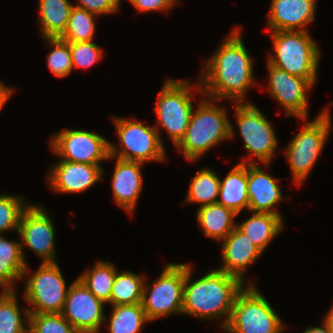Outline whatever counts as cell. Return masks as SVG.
Segmentation results:
<instances>
[{
  "mask_svg": "<svg viewBox=\"0 0 333 333\" xmlns=\"http://www.w3.org/2000/svg\"><path fill=\"white\" fill-rule=\"evenodd\" d=\"M29 333H79L61 313H30Z\"/></svg>",
  "mask_w": 333,
  "mask_h": 333,
  "instance_id": "836d02e7",
  "label": "cell"
},
{
  "mask_svg": "<svg viewBox=\"0 0 333 333\" xmlns=\"http://www.w3.org/2000/svg\"><path fill=\"white\" fill-rule=\"evenodd\" d=\"M238 214L230 208L218 203L198 207L196 220L205 237L219 243L236 227Z\"/></svg>",
  "mask_w": 333,
  "mask_h": 333,
  "instance_id": "603a6c76",
  "label": "cell"
},
{
  "mask_svg": "<svg viewBox=\"0 0 333 333\" xmlns=\"http://www.w3.org/2000/svg\"><path fill=\"white\" fill-rule=\"evenodd\" d=\"M15 87L6 85L3 81L0 80V94H13Z\"/></svg>",
  "mask_w": 333,
  "mask_h": 333,
  "instance_id": "ab89813d",
  "label": "cell"
},
{
  "mask_svg": "<svg viewBox=\"0 0 333 333\" xmlns=\"http://www.w3.org/2000/svg\"><path fill=\"white\" fill-rule=\"evenodd\" d=\"M41 203H30L23 211L18 237L21 240V249L26 264L25 247L33 251L40 259V263L57 262L56 227L52 213Z\"/></svg>",
  "mask_w": 333,
  "mask_h": 333,
  "instance_id": "7c38bea8",
  "label": "cell"
},
{
  "mask_svg": "<svg viewBox=\"0 0 333 333\" xmlns=\"http://www.w3.org/2000/svg\"><path fill=\"white\" fill-rule=\"evenodd\" d=\"M248 219L237 221L236 227L263 252L284 229V219L273 213L249 212Z\"/></svg>",
  "mask_w": 333,
  "mask_h": 333,
  "instance_id": "7402d4cb",
  "label": "cell"
},
{
  "mask_svg": "<svg viewBox=\"0 0 333 333\" xmlns=\"http://www.w3.org/2000/svg\"><path fill=\"white\" fill-rule=\"evenodd\" d=\"M51 48L47 54V66L51 74L63 79L73 73L70 45L68 42L56 38H43Z\"/></svg>",
  "mask_w": 333,
  "mask_h": 333,
  "instance_id": "d6a6232c",
  "label": "cell"
},
{
  "mask_svg": "<svg viewBox=\"0 0 333 333\" xmlns=\"http://www.w3.org/2000/svg\"><path fill=\"white\" fill-rule=\"evenodd\" d=\"M220 176L209 166L199 169L189 182L188 192L181 206L197 204L198 207L217 203Z\"/></svg>",
  "mask_w": 333,
  "mask_h": 333,
  "instance_id": "484cf974",
  "label": "cell"
},
{
  "mask_svg": "<svg viewBox=\"0 0 333 333\" xmlns=\"http://www.w3.org/2000/svg\"><path fill=\"white\" fill-rule=\"evenodd\" d=\"M196 93H199L200 96L203 95L199 78L193 83L185 78L174 79L168 77L160 88L153 108L157 120L153 126L164 146L163 133H161L163 130L171 138L173 147L183 138L195 107L193 98H195Z\"/></svg>",
  "mask_w": 333,
  "mask_h": 333,
  "instance_id": "277c9868",
  "label": "cell"
},
{
  "mask_svg": "<svg viewBox=\"0 0 333 333\" xmlns=\"http://www.w3.org/2000/svg\"><path fill=\"white\" fill-rule=\"evenodd\" d=\"M146 281L141 305L150 322L182 315L185 263H167L152 283Z\"/></svg>",
  "mask_w": 333,
  "mask_h": 333,
  "instance_id": "8fae6325",
  "label": "cell"
},
{
  "mask_svg": "<svg viewBox=\"0 0 333 333\" xmlns=\"http://www.w3.org/2000/svg\"><path fill=\"white\" fill-rule=\"evenodd\" d=\"M247 185L248 164L236 163L225 177H220L217 203L240 215L249 206Z\"/></svg>",
  "mask_w": 333,
  "mask_h": 333,
  "instance_id": "44dd1931",
  "label": "cell"
},
{
  "mask_svg": "<svg viewBox=\"0 0 333 333\" xmlns=\"http://www.w3.org/2000/svg\"><path fill=\"white\" fill-rule=\"evenodd\" d=\"M321 326H307L303 333H330L328 324L322 319Z\"/></svg>",
  "mask_w": 333,
  "mask_h": 333,
  "instance_id": "74e56055",
  "label": "cell"
},
{
  "mask_svg": "<svg viewBox=\"0 0 333 333\" xmlns=\"http://www.w3.org/2000/svg\"><path fill=\"white\" fill-rule=\"evenodd\" d=\"M106 305L76 277L70 283L61 315L79 333H100L105 322Z\"/></svg>",
  "mask_w": 333,
  "mask_h": 333,
  "instance_id": "9a60e30c",
  "label": "cell"
},
{
  "mask_svg": "<svg viewBox=\"0 0 333 333\" xmlns=\"http://www.w3.org/2000/svg\"><path fill=\"white\" fill-rule=\"evenodd\" d=\"M323 320L328 324L330 333H333V304L330 306V309H328Z\"/></svg>",
  "mask_w": 333,
  "mask_h": 333,
  "instance_id": "f35d334b",
  "label": "cell"
},
{
  "mask_svg": "<svg viewBox=\"0 0 333 333\" xmlns=\"http://www.w3.org/2000/svg\"><path fill=\"white\" fill-rule=\"evenodd\" d=\"M272 50L266 61L289 74L317 81L321 49L309 31L269 32Z\"/></svg>",
  "mask_w": 333,
  "mask_h": 333,
  "instance_id": "5b68a950",
  "label": "cell"
},
{
  "mask_svg": "<svg viewBox=\"0 0 333 333\" xmlns=\"http://www.w3.org/2000/svg\"><path fill=\"white\" fill-rule=\"evenodd\" d=\"M220 100L201 95L192 111L188 128L174 147L186 161L196 162L212 148L224 141L235 139L236 129L226 106L218 105Z\"/></svg>",
  "mask_w": 333,
  "mask_h": 333,
  "instance_id": "3957f363",
  "label": "cell"
},
{
  "mask_svg": "<svg viewBox=\"0 0 333 333\" xmlns=\"http://www.w3.org/2000/svg\"><path fill=\"white\" fill-rule=\"evenodd\" d=\"M317 0H271L267 32L309 31L316 20Z\"/></svg>",
  "mask_w": 333,
  "mask_h": 333,
  "instance_id": "ffe728a7",
  "label": "cell"
},
{
  "mask_svg": "<svg viewBox=\"0 0 333 333\" xmlns=\"http://www.w3.org/2000/svg\"><path fill=\"white\" fill-rule=\"evenodd\" d=\"M192 269L191 263H185L182 315L207 322L221 319L218 327L223 330L229 322L236 295L245 284L216 268L195 279Z\"/></svg>",
  "mask_w": 333,
  "mask_h": 333,
  "instance_id": "7a4b0ae2",
  "label": "cell"
},
{
  "mask_svg": "<svg viewBox=\"0 0 333 333\" xmlns=\"http://www.w3.org/2000/svg\"><path fill=\"white\" fill-rule=\"evenodd\" d=\"M111 309L103 325L109 333H141L144 325L150 323L141 303L111 306Z\"/></svg>",
  "mask_w": 333,
  "mask_h": 333,
  "instance_id": "83f0119b",
  "label": "cell"
},
{
  "mask_svg": "<svg viewBox=\"0 0 333 333\" xmlns=\"http://www.w3.org/2000/svg\"><path fill=\"white\" fill-rule=\"evenodd\" d=\"M46 184L56 194H80L104 180L102 165L59 159L48 169Z\"/></svg>",
  "mask_w": 333,
  "mask_h": 333,
  "instance_id": "2e32d148",
  "label": "cell"
},
{
  "mask_svg": "<svg viewBox=\"0 0 333 333\" xmlns=\"http://www.w3.org/2000/svg\"><path fill=\"white\" fill-rule=\"evenodd\" d=\"M123 0H75L74 6L84 9L98 17L119 12Z\"/></svg>",
  "mask_w": 333,
  "mask_h": 333,
  "instance_id": "d590c367",
  "label": "cell"
},
{
  "mask_svg": "<svg viewBox=\"0 0 333 333\" xmlns=\"http://www.w3.org/2000/svg\"><path fill=\"white\" fill-rule=\"evenodd\" d=\"M329 110L325 107L312 121L310 118L301 119L303 125L300 131L292 136L282 150L289 165L291 180L297 187L306 182L326 147L333 126Z\"/></svg>",
  "mask_w": 333,
  "mask_h": 333,
  "instance_id": "8992f818",
  "label": "cell"
},
{
  "mask_svg": "<svg viewBox=\"0 0 333 333\" xmlns=\"http://www.w3.org/2000/svg\"><path fill=\"white\" fill-rule=\"evenodd\" d=\"M145 275L134 271L122 270L116 272L112 287L109 306L138 304L142 301Z\"/></svg>",
  "mask_w": 333,
  "mask_h": 333,
  "instance_id": "f546056e",
  "label": "cell"
},
{
  "mask_svg": "<svg viewBox=\"0 0 333 333\" xmlns=\"http://www.w3.org/2000/svg\"><path fill=\"white\" fill-rule=\"evenodd\" d=\"M129 1L134 9L138 13H147V12H169L172 11L176 5L179 4L180 0H127Z\"/></svg>",
  "mask_w": 333,
  "mask_h": 333,
  "instance_id": "8d00e7d4",
  "label": "cell"
},
{
  "mask_svg": "<svg viewBox=\"0 0 333 333\" xmlns=\"http://www.w3.org/2000/svg\"><path fill=\"white\" fill-rule=\"evenodd\" d=\"M18 301L17 290H1L0 333H29V309Z\"/></svg>",
  "mask_w": 333,
  "mask_h": 333,
  "instance_id": "4316f807",
  "label": "cell"
},
{
  "mask_svg": "<svg viewBox=\"0 0 333 333\" xmlns=\"http://www.w3.org/2000/svg\"><path fill=\"white\" fill-rule=\"evenodd\" d=\"M267 71L266 91L284 110L286 117L309 119L308 92L317 81H308L289 74L265 60Z\"/></svg>",
  "mask_w": 333,
  "mask_h": 333,
  "instance_id": "5bb4252c",
  "label": "cell"
},
{
  "mask_svg": "<svg viewBox=\"0 0 333 333\" xmlns=\"http://www.w3.org/2000/svg\"><path fill=\"white\" fill-rule=\"evenodd\" d=\"M92 41L69 43L73 69H88L103 59L102 47Z\"/></svg>",
  "mask_w": 333,
  "mask_h": 333,
  "instance_id": "e575fe53",
  "label": "cell"
},
{
  "mask_svg": "<svg viewBox=\"0 0 333 333\" xmlns=\"http://www.w3.org/2000/svg\"><path fill=\"white\" fill-rule=\"evenodd\" d=\"M12 95L13 94H0V111L4 108L6 103H8L9 99H12Z\"/></svg>",
  "mask_w": 333,
  "mask_h": 333,
  "instance_id": "60d3db41",
  "label": "cell"
},
{
  "mask_svg": "<svg viewBox=\"0 0 333 333\" xmlns=\"http://www.w3.org/2000/svg\"><path fill=\"white\" fill-rule=\"evenodd\" d=\"M118 144L110 141V156L122 160L142 162H163L168 160L166 146L160 140L153 124L139 119L112 115Z\"/></svg>",
  "mask_w": 333,
  "mask_h": 333,
  "instance_id": "52a82bcc",
  "label": "cell"
},
{
  "mask_svg": "<svg viewBox=\"0 0 333 333\" xmlns=\"http://www.w3.org/2000/svg\"><path fill=\"white\" fill-rule=\"evenodd\" d=\"M269 166L270 164H248V211L273 213L283 217L278 205L286 197L279 186L281 180L265 171Z\"/></svg>",
  "mask_w": 333,
  "mask_h": 333,
  "instance_id": "d6986e66",
  "label": "cell"
},
{
  "mask_svg": "<svg viewBox=\"0 0 333 333\" xmlns=\"http://www.w3.org/2000/svg\"><path fill=\"white\" fill-rule=\"evenodd\" d=\"M245 284L234 300L226 333H284L287 324L273 309L270 301L255 286Z\"/></svg>",
  "mask_w": 333,
  "mask_h": 333,
  "instance_id": "ba28073f",
  "label": "cell"
},
{
  "mask_svg": "<svg viewBox=\"0 0 333 333\" xmlns=\"http://www.w3.org/2000/svg\"><path fill=\"white\" fill-rule=\"evenodd\" d=\"M90 269L77 276L83 284L105 304L110 301L112 287L118 268L109 261L97 260Z\"/></svg>",
  "mask_w": 333,
  "mask_h": 333,
  "instance_id": "f1b7e54d",
  "label": "cell"
},
{
  "mask_svg": "<svg viewBox=\"0 0 333 333\" xmlns=\"http://www.w3.org/2000/svg\"><path fill=\"white\" fill-rule=\"evenodd\" d=\"M40 38L60 37L66 30L73 2L70 0H38Z\"/></svg>",
  "mask_w": 333,
  "mask_h": 333,
  "instance_id": "d4e9b609",
  "label": "cell"
},
{
  "mask_svg": "<svg viewBox=\"0 0 333 333\" xmlns=\"http://www.w3.org/2000/svg\"><path fill=\"white\" fill-rule=\"evenodd\" d=\"M60 268L58 262L40 263L32 272L27 264L22 277L25 281L22 299L29 313L62 312L70 284L67 286Z\"/></svg>",
  "mask_w": 333,
  "mask_h": 333,
  "instance_id": "30bf717a",
  "label": "cell"
},
{
  "mask_svg": "<svg viewBox=\"0 0 333 333\" xmlns=\"http://www.w3.org/2000/svg\"><path fill=\"white\" fill-rule=\"evenodd\" d=\"M110 160L115 161L111 176L113 202L132 217L144 188L143 174H141L144 163L112 156H109L108 162H111Z\"/></svg>",
  "mask_w": 333,
  "mask_h": 333,
  "instance_id": "e0dca14e",
  "label": "cell"
},
{
  "mask_svg": "<svg viewBox=\"0 0 333 333\" xmlns=\"http://www.w3.org/2000/svg\"><path fill=\"white\" fill-rule=\"evenodd\" d=\"M24 197L21 193H0V234L5 235L9 231L18 233L21 215L31 203Z\"/></svg>",
  "mask_w": 333,
  "mask_h": 333,
  "instance_id": "1f68e13d",
  "label": "cell"
},
{
  "mask_svg": "<svg viewBox=\"0 0 333 333\" xmlns=\"http://www.w3.org/2000/svg\"><path fill=\"white\" fill-rule=\"evenodd\" d=\"M19 239V240H18ZM8 239L0 234V291L16 290L27 266L21 249L20 237Z\"/></svg>",
  "mask_w": 333,
  "mask_h": 333,
  "instance_id": "cb8c5ba5",
  "label": "cell"
},
{
  "mask_svg": "<svg viewBox=\"0 0 333 333\" xmlns=\"http://www.w3.org/2000/svg\"><path fill=\"white\" fill-rule=\"evenodd\" d=\"M220 244L221 260L219 261H222L220 262L222 265L217 269L236 276L244 284H254L252 280L247 281L246 273L264 252L237 227Z\"/></svg>",
  "mask_w": 333,
  "mask_h": 333,
  "instance_id": "ac0fdd59",
  "label": "cell"
},
{
  "mask_svg": "<svg viewBox=\"0 0 333 333\" xmlns=\"http://www.w3.org/2000/svg\"><path fill=\"white\" fill-rule=\"evenodd\" d=\"M48 149L58 159L102 165L110 156V141L96 133L84 129H62L50 137Z\"/></svg>",
  "mask_w": 333,
  "mask_h": 333,
  "instance_id": "4fadbf2b",
  "label": "cell"
},
{
  "mask_svg": "<svg viewBox=\"0 0 333 333\" xmlns=\"http://www.w3.org/2000/svg\"><path fill=\"white\" fill-rule=\"evenodd\" d=\"M233 108L238 135L248 153L239 163L271 164L280 146L272 121L254 103L233 104Z\"/></svg>",
  "mask_w": 333,
  "mask_h": 333,
  "instance_id": "9c48e42d",
  "label": "cell"
},
{
  "mask_svg": "<svg viewBox=\"0 0 333 333\" xmlns=\"http://www.w3.org/2000/svg\"><path fill=\"white\" fill-rule=\"evenodd\" d=\"M97 18V15L74 6L66 30L59 38L68 43L94 40L97 28L95 19Z\"/></svg>",
  "mask_w": 333,
  "mask_h": 333,
  "instance_id": "4dcf8cb0",
  "label": "cell"
},
{
  "mask_svg": "<svg viewBox=\"0 0 333 333\" xmlns=\"http://www.w3.org/2000/svg\"><path fill=\"white\" fill-rule=\"evenodd\" d=\"M239 24L231 29L218 45L217 50L201 63L198 78L203 95L231 104L253 103L246 100L247 92L258 86L255 77V61L242 38Z\"/></svg>",
  "mask_w": 333,
  "mask_h": 333,
  "instance_id": "6da1fadb",
  "label": "cell"
}]
</instances>
